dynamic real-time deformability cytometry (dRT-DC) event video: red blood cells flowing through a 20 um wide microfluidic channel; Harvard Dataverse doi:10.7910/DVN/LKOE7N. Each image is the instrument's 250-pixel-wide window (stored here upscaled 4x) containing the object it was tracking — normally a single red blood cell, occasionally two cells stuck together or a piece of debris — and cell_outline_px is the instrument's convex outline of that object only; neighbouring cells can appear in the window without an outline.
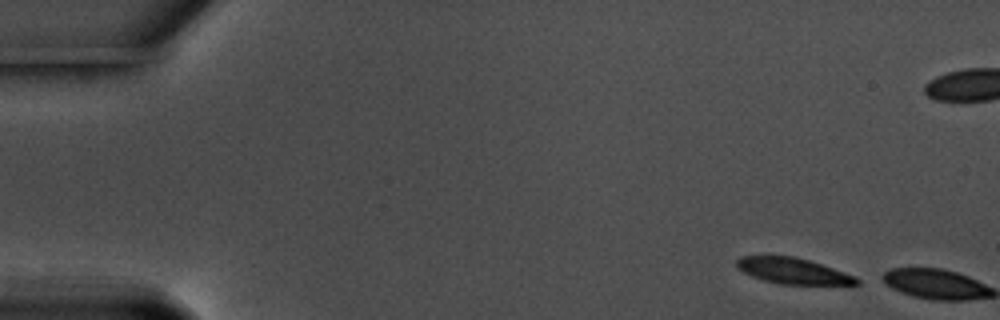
{"species": "common noctule bat (a hibernating species)", "species_latin": "Nyctalus noctula", "temperature_condition": "warm", "stored_images_in_passage": 2, "camera_frame_rate_fps": 3000, "um_per_image_px": 0.085, "animal": {"sex": "male", "body_mass_g": 17.5, "forearm_length_mm": 52.3}, "frame": {"image": 1, "passage_image": 1, "time_ms": 0.0, "image_size_px": [1000, 320], "cell_outline_px": [[860, 284], [780, 284], [764, 280], [752, 276], [736, 268], [736, 260], [740, 256], [792, 256], [808, 260], [856, 276], [860, 280]], "centroid_in_image_um": [67.38, 23.03], "position_along_channel_um": 17.6, "area_um2": 17.86}}